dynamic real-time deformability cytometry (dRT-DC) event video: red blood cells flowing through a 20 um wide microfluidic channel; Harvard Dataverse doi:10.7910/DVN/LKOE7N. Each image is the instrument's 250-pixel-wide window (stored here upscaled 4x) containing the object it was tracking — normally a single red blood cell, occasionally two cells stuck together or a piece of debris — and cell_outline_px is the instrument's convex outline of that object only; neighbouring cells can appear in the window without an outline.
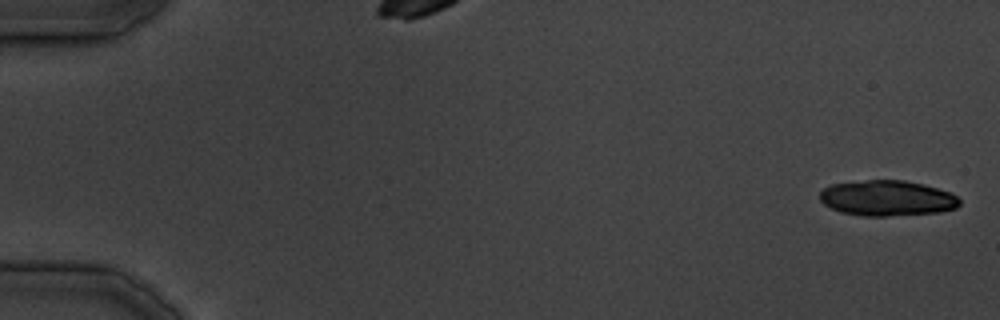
{"species": "common noctule bat (a hibernating species)", "species_latin": "Nyctalus noctula", "temperature_condition": "cold", "stored_images_in_passage": 28, "camera_frame_rate_fps": 3000, "um_per_image_px": 0.085, "animal": {"sex": "male", "body_mass_g": 19.5, "forearm_length_mm": 54.6}, "frame": {"image": 1, "passage_image": 1, "time_ms": 0.0, "image_size_px": [1000, 320], "cell_outline_px": [[960, 204], [956, 208], [940, 212], [888, 216], [860, 216], [840, 212], [824, 204], [820, 200], [820, 192], [824, 188], [832, 184], [868, 180], [904, 180], [924, 184], [952, 192], [960, 200]], "centroid_in_image_um": [75.43, 16.84], "position_along_channel_um": 9.6, "area_um2": 29.07}}
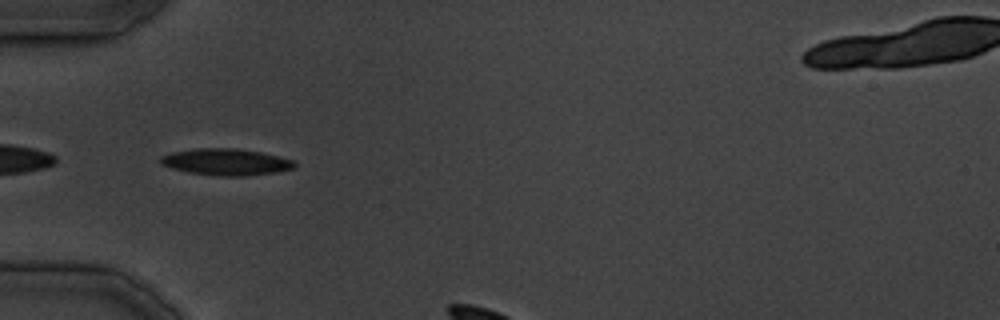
{"frame": {"image": 2, "passage_image": 13, "time_ms": 14.667, "image_size_px": [1000, 320], "cell_outline_px": [[296, 168], [276, 172], [244, 176], [220, 176], [188, 172], [172, 168], [160, 164], [160, 156], [172, 152], [196, 148], [236, 148], [260, 152], [292, 160], [296, 164]], "centroid_in_image_um": [19.19, 13.76], "position_along_channel_um": 65.8, "area_um2": 20.69}}